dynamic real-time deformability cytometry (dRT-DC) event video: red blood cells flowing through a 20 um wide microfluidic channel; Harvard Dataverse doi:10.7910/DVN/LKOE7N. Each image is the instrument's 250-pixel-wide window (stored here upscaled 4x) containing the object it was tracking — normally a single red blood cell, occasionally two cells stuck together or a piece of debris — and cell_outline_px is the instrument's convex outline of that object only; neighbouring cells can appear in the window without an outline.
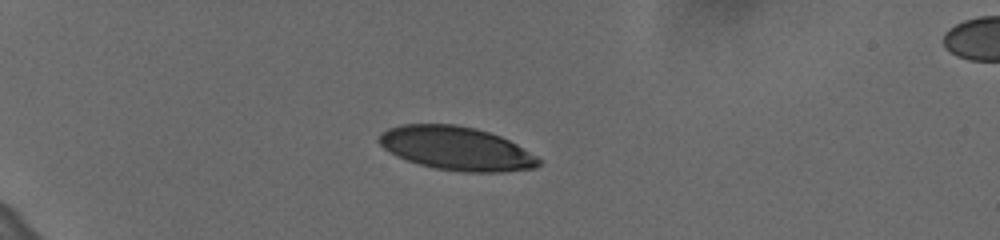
{"species": "human", "species_latin": "Homo sapiens", "temperature_condition": "cold", "stored_images_in_passage": 43, "camera_frame_rate_fps": 3000, "um_per_image_px": 0.085, "donor": {"sex": "female"}, "frame": {"image": 1, "passage_image": 1, "time_ms": 0.0, "image_size_px": [1000, 240], "cell_outline_px": [[544, 160], [536, 168], [500, 172], [464, 172], [436, 168], [420, 164], [396, 156], [388, 152], [376, 140], [380, 132], [388, 128], [404, 124], [452, 124], [476, 128], [500, 136], [516, 144]], "centroid_in_image_um": [38.78, 12.61], "position_along_channel_um": 46.2, "area_um2": 40.63}}
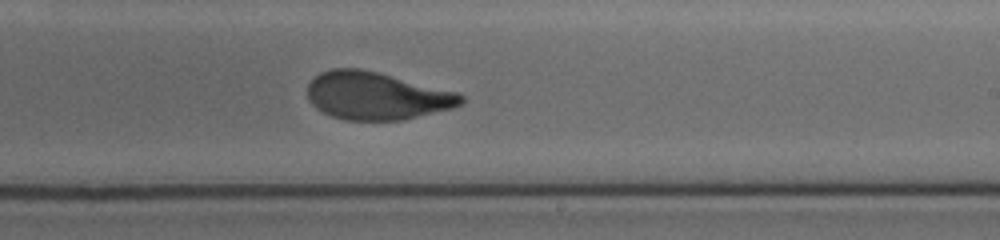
{"frame": {"image": 2, "passage_image": 23, "time_ms": 7.333, "image_size_px": [1000, 240], "cell_outline_px": [[464, 100], [460, 104], [452, 108], [404, 120], [344, 120], [332, 116], [316, 108], [308, 100], [308, 84], [320, 72], [332, 68], [360, 68], [460, 92], [464, 96]], "centroid_in_image_um": [32.01, 8.14], "position_along_channel_um": 257.0, "area_um2": 42.71}}
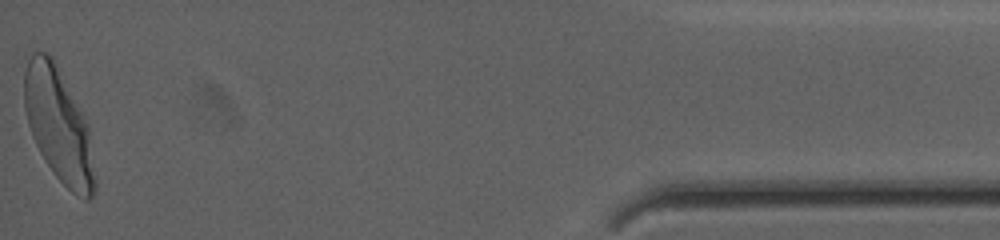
{"frame": {"image": 3, "passage_image": 43, "time_ms": 14.0, "image_size_px": [1000, 240], "cell_outline_px": [[96, 192], [88, 200], [84, 200], [72, 192], [52, 172], [44, 160], [32, 136], [28, 124], [24, 108], [24, 72], [28, 60], [32, 52], [48, 52], [52, 56], [88, 124], [96, 180]], "centroid_in_image_um": [4.98, 10.66], "position_along_channel_um": 430.2, "area_um2": 46.64}, "authors_computed_cell_mechanics": {"area_um2": 43.2922, "velocity_mm_per_s": 3.6184, "shape_relaxation_time_tau1_ms": 4.3132, "shape_relaxation_time_tau2_ms": 0.8688, "deformation_change_tau1": 0.177, "deformation_change_tau2": 0.0583}}